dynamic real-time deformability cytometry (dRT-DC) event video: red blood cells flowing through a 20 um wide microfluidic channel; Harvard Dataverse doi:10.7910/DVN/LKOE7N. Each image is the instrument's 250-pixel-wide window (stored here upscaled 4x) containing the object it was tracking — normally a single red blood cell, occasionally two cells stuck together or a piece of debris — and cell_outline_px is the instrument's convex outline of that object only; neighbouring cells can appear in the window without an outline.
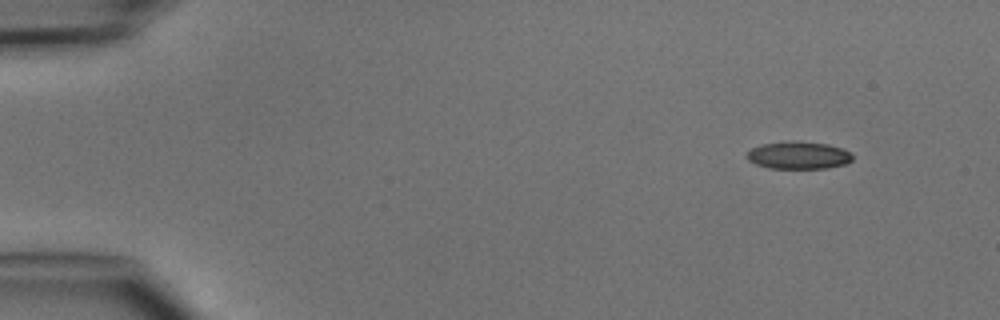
{"species": "common noctule bat (a hibernating species)", "species_latin": "Nyctalus noctula", "temperature_condition": "cold", "stored_images_in_passage": 4, "camera_frame_rate_fps": 3000, "um_per_image_px": 0.085, "animal": {"sex": "male", "body_mass_g": 15.6}, "frame": {"image": 1, "passage_image": 1, "time_ms": 0.0, "image_size_px": [1000, 320], "cell_outline_px": [[852, 160], [844, 164], [828, 168], [768, 168], [756, 164], [748, 160], [748, 152], [752, 148], [760, 144], [784, 140], [796, 140], [828, 144], [844, 148], [852, 156]], "centroid_in_image_um": [67.86, 13.17], "position_along_channel_um": 17.1, "area_um2": 17.11}}
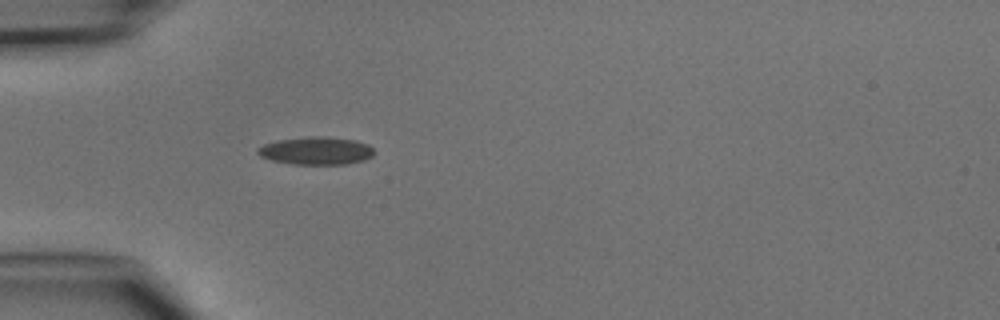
{"frame": {"image": 2, "passage_image": 4, "time_ms": 3.333, "image_size_px": [1000, 320], "cell_outline_px": [[376, 152], [372, 156], [364, 160], [344, 164], [292, 164], [272, 160], [260, 156], [256, 152], [256, 148], [264, 144], [280, 140], [308, 136], [324, 136], [356, 140], [368, 144]], "centroid_in_image_um": [26.88, 12.81], "position_along_channel_um": 58.1, "area_um2": 18.9}}